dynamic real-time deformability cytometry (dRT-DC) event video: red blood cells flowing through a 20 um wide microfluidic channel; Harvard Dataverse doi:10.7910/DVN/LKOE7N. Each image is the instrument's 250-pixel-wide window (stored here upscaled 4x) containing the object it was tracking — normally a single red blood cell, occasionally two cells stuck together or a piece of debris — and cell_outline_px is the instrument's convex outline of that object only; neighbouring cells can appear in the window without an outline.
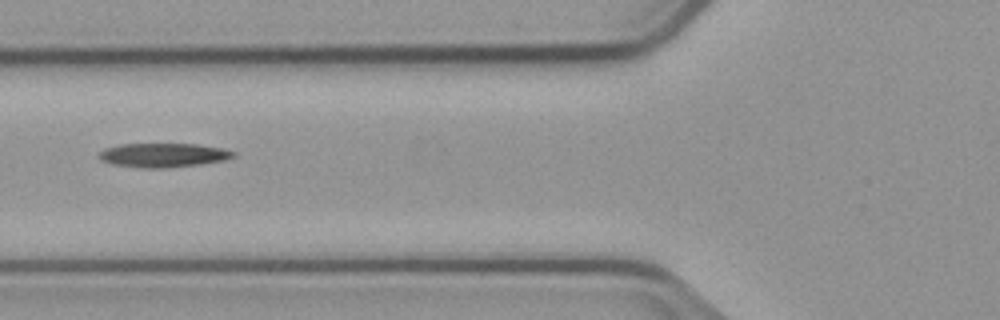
{"species": "common noctule bat (a hibernating species)", "species_latin": "Nyctalus noctula", "temperature_condition": "cold", "stored_images_in_passage": 7, "camera_frame_rate_fps": 3000, "um_per_image_px": 0.085, "animal": {"sex": "male", "body_mass_g": 23.1, "forearm_length_mm": 52.7}, "frame": {"image": 1, "passage_image": 7, "time_ms": 6.667, "image_size_px": [1000, 320], "cell_outline_px": [[236, 156], [224, 160], [200, 164], [164, 168], [140, 168], [112, 164], [100, 160], [100, 152], [104, 148], [120, 144], [196, 144], [220, 148], [236, 152]], "centroid_in_image_um": [13.86, 13.19], "position_along_channel_um": 111.9, "area_um2": 18.79}}